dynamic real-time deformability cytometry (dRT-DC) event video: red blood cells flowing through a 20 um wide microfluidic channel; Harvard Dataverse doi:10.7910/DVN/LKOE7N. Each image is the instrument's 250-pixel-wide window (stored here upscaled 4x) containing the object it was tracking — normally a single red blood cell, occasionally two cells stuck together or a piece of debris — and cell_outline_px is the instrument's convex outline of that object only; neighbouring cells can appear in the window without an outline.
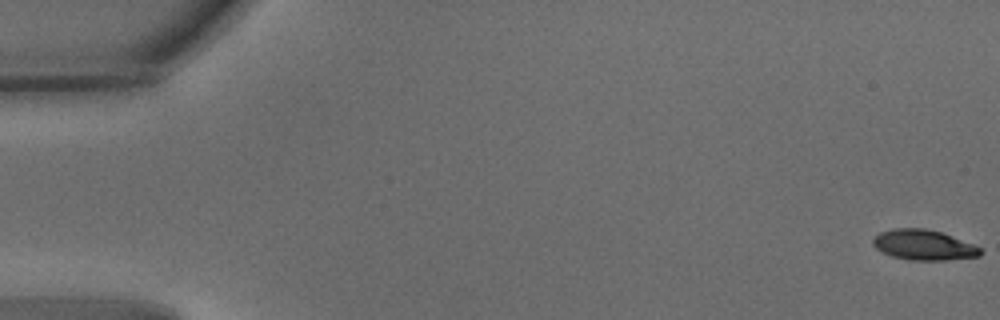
{"species": "common noctule bat (a hibernating species)", "species_latin": "Nyctalus noctula", "temperature_condition": "warm", "stored_images_in_passage": 56, "camera_frame_rate_fps": 3000, "um_per_image_px": 0.085, "animal": {"sex": "male", "body_mass_g": 15.6}, "frame": {"image": 1, "passage_image": 1, "time_ms": 0.0, "image_size_px": [1000, 320], "cell_outline_px": [[984, 252], [980, 256], [948, 260], [908, 260], [892, 256], [876, 248], [872, 244], [872, 240], [880, 232], [892, 228], [924, 228], [940, 232], [952, 236], [972, 244], [980, 248]], "centroid_in_image_um": [78.51, 20.82], "position_along_channel_um": 6.5, "area_um2": 18.9}}
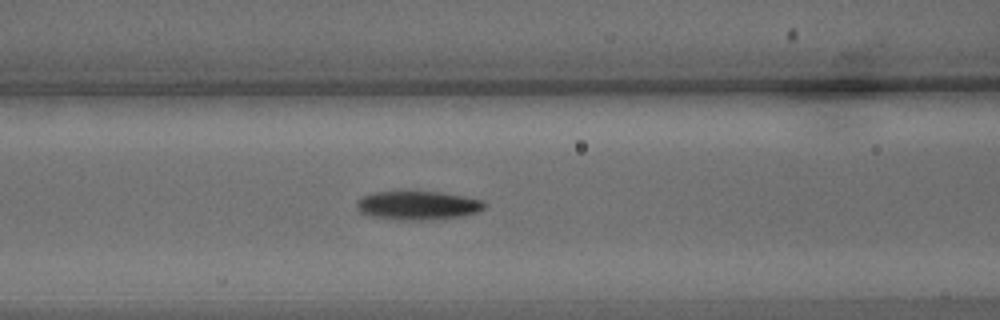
{"frame": {"image": 2, "passage_image": 24, "time_ms": 7.667, "image_size_px": [1000, 320], "cell_outline_px": [[488, 204], [484, 208], [476, 212], [464, 216], [432, 220], [396, 220], [368, 216], [360, 212], [356, 208], [356, 200], [372, 192], [444, 192], [484, 200]], "centroid_in_image_um": [35.52, 17.47], "position_along_channel_um": 131.1, "area_um2": 21.79}}
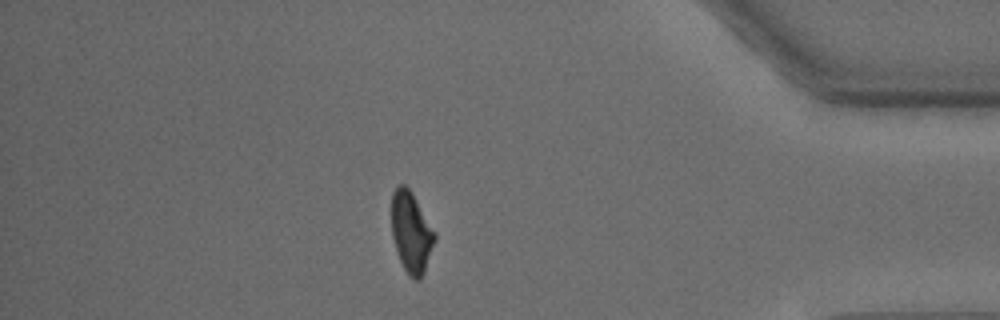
{"frame": {"image": 3, "passage_image": 49, "time_ms": 16.0, "image_size_px": [1000, 320], "cell_outline_px": [[436, 240], [424, 272], [420, 280], [416, 280], [408, 276], [400, 260], [392, 236], [392, 192], [396, 184], [404, 184], [412, 192], [436, 232]], "centroid_in_image_um": [34.97, 19.72], "position_along_channel_um": 400.2, "area_um2": 20.46}, "authors_computed_cell_mechanics": {"area_um2": 20.6346, "velocity_mm_per_s": 3.6601, "shape_relaxation_time_tau1_ms": 4.1093, "shape_relaxation_time_tau2_ms": 4.5051, "deformation_change_tau1": 0.1771, "deformation_change_tau2": 0.1191}}